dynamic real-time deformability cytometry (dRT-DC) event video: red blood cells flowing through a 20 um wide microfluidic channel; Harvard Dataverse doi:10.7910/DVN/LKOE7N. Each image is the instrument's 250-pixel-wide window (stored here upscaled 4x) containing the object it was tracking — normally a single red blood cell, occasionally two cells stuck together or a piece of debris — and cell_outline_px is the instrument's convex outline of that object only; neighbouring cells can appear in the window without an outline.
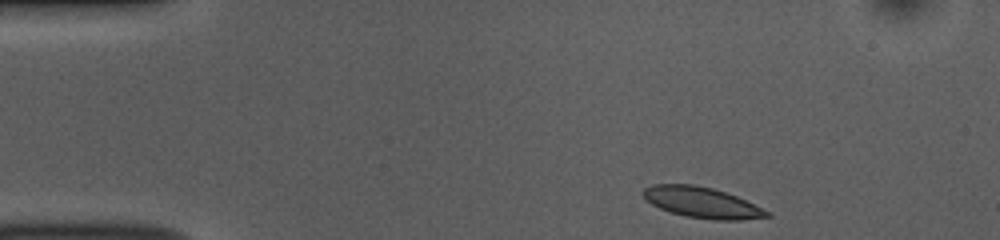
{"species": "common noctule bat (a hibernating species)", "species_latin": "Nyctalus noctula", "temperature_condition": "room temperature", "stored_images_in_passage": 45, "camera_frame_rate_fps": 3000, "um_per_image_px": 0.085, "animal": {"sex": "female", "body_mass_g": 10.0, "forearm_length_mm": 53.1}, "frame": {"image": 1, "passage_image": 1, "time_ms": 0.0, "image_size_px": [1000, 240], "cell_outline_px": [[772, 216], [740, 220], [716, 220], [684, 216], [660, 208], [652, 204], [640, 192], [644, 188], [652, 184], [692, 184], [712, 188], [736, 196], [768, 212]], "centroid_in_image_um": [59.61, 17.21], "position_along_channel_um": 25.4, "area_um2": 21.85}}
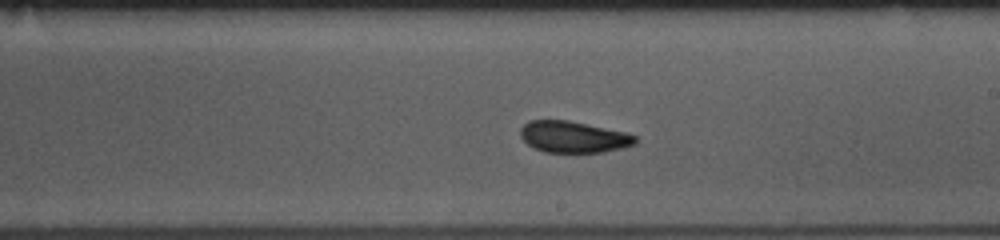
{"frame": {"image": 2, "passage_image": 23, "time_ms": 7.333, "image_size_px": [1000, 240], "cell_outline_px": [[636, 144], [624, 148], [604, 152], [544, 152], [528, 144], [520, 136], [520, 128], [528, 120], [568, 120], [628, 132], [636, 136]], "centroid_in_image_um": [48.77, 11.63], "position_along_channel_um": 240.2, "area_um2": 21.21}}
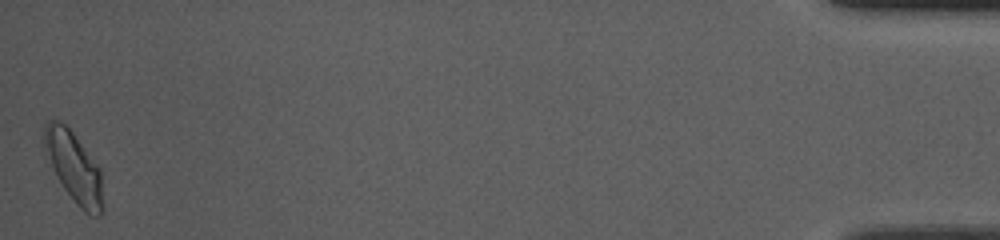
{"frame": {"image": 3, "passage_image": 45, "time_ms": 14.667, "image_size_px": [1000, 240], "cell_outline_px": [[104, 208], [100, 216], [92, 216], [84, 212], [76, 204], [64, 188], [44, 148], [44, 124], [48, 120], [56, 120], [64, 124], [72, 132], [100, 168]], "centroid_in_image_um": [6.33, 14.25], "position_along_channel_um": 428.9, "area_um2": 23.58}, "authors_computed_cell_mechanics": {"area_um2": 21.8484, "velocity_mm_per_s": 3.8218, "shape_relaxation_time_tau1_ms": 3.1653, "shape_relaxation_time_tau2_ms": 1.3304, "deformation_change_tau1": 0.0872, "deformation_change_tau2": 0.0441}}